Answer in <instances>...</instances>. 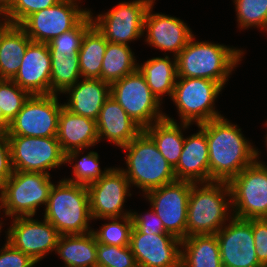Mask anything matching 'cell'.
I'll list each match as a JSON object with an SVG mask.
<instances>
[{
  "label": "cell",
  "mask_w": 267,
  "mask_h": 267,
  "mask_svg": "<svg viewBox=\"0 0 267 267\" xmlns=\"http://www.w3.org/2000/svg\"><path fill=\"white\" fill-rule=\"evenodd\" d=\"M209 150V182H229L244 168L259 160V151L243 137L241 129L224 117L200 125Z\"/></svg>",
  "instance_id": "obj_1"
},
{
  "label": "cell",
  "mask_w": 267,
  "mask_h": 267,
  "mask_svg": "<svg viewBox=\"0 0 267 267\" xmlns=\"http://www.w3.org/2000/svg\"><path fill=\"white\" fill-rule=\"evenodd\" d=\"M194 37L176 56L178 77L210 79L224 87L244 51Z\"/></svg>",
  "instance_id": "obj_2"
},
{
  "label": "cell",
  "mask_w": 267,
  "mask_h": 267,
  "mask_svg": "<svg viewBox=\"0 0 267 267\" xmlns=\"http://www.w3.org/2000/svg\"><path fill=\"white\" fill-rule=\"evenodd\" d=\"M229 206H232V202L228 182L193 183L188 200L186 237L216 234L226 220L233 217Z\"/></svg>",
  "instance_id": "obj_3"
},
{
  "label": "cell",
  "mask_w": 267,
  "mask_h": 267,
  "mask_svg": "<svg viewBox=\"0 0 267 267\" xmlns=\"http://www.w3.org/2000/svg\"><path fill=\"white\" fill-rule=\"evenodd\" d=\"M44 214V218L60 235L91 232L89 221L92 217L87 186L70 183L65 178L57 185L53 184Z\"/></svg>",
  "instance_id": "obj_4"
},
{
  "label": "cell",
  "mask_w": 267,
  "mask_h": 267,
  "mask_svg": "<svg viewBox=\"0 0 267 267\" xmlns=\"http://www.w3.org/2000/svg\"><path fill=\"white\" fill-rule=\"evenodd\" d=\"M126 152L127 168H121L129 180L146 194L177 180L174 168L159 152L153 139L142 130L130 143L121 147Z\"/></svg>",
  "instance_id": "obj_5"
},
{
  "label": "cell",
  "mask_w": 267,
  "mask_h": 267,
  "mask_svg": "<svg viewBox=\"0 0 267 267\" xmlns=\"http://www.w3.org/2000/svg\"><path fill=\"white\" fill-rule=\"evenodd\" d=\"M50 179V174L13 171L0 187V210L12 218L34 216L38 206H47L54 184Z\"/></svg>",
  "instance_id": "obj_6"
},
{
  "label": "cell",
  "mask_w": 267,
  "mask_h": 267,
  "mask_svg": "<svg viewBox=\"0 0 267 267\" xmlns=\"http://www.w3.org/2000/svg\"><path fill=\"white\" fill-rule=\"evenodd\" d=\"M223 86L210 79L178 77L172 101L175 103L181 123L197 125L223 117L214 108V102Z\"/></svg>",
  "instance_id": "obj_7"
},
{
  "label": "cell",
  "mask_w": 267,
  "mask_h": 267,
  "mask_svg": "<svg viewBox=\"0 0 267 267\" xmlns=\"http://www.w3.org/2000/svg\"><path fill=\"white\" fill-rule=\"evenodd\" d=\"M232 215L241 219L267 218V166L255 160L229 182Z\"/></svg>",
  "instance_id": "obj_8"
},
{
  "label": "cell",
  "mask_w": 267,
  "mask_h": 267,
  "mask_svg": "<svg viewBox=\"0 0 267 267\" xmlns=\"http://www.w3.org/2000/svg\"><path fill=\"white\" fill-rule=\"evenodd\" d=\"M110 92L111 97L143 130L165 118V113L160 110L162 102L152 94L138 68L110 84Z\"/></svg>",
  "instance_id": "obj_9"
},
{
  "label": "cell",
  "mask_w": 267,
  "mask_h": 267,
  "mask_svg": "<svg viewBox=\"0 0 267 267\" xmlns=\"http://www.w3.org/2000/svg\"><path fill=\"white\" fill-rule=\"evenodd\" d=\"M58 96L31 95L8 128V136L57 137L60 111Z\"/></svg>",
  "instance_id": "obj_10"
},
{
  "label": "cell",
  "mask_w": 267,
  "mask_h": 267,
  "mask_svg": "<svg viewBox=\"0 0 267 267\" xmlns=\"http://www.w3.org/2000/svg\"><path fill=\"white\" fill-rule=\"evenodd\" d=\"M13 171L49 174L65 164V153L57 137L8 136Z\"/></svg>",
  "instance_id": "obj_11"
},
{
  "label": "cell",
  "mask_w": 267,
  "mask_h": 267,
  "mask_svg": "<svg viewBox=\"0 0 267 267\" xmlns=\"http://www.w3.org/2000/svg\"><path fill=\"white\" fill-rule=\"evenodd\" d=\"M89 11L79 8L77 0H61L54 6L32 13L20 26L32 42L48 43L73 29Z\"/></svg>",
  "instance_id": "obj_12"
},
{
  "label": "cell",
  "mask_w": 267,
  "mask_h": 267,
  "mask_svg": "<svg viewBox=\"0 0 267 267\" xmlns=\"http://www.w3.org/2000/svg\"><path fill=\"white\" fill-rule=\"evenodd\" d=\"M192 185L191 181L175 180L145 194L165 230L181 240L186 238L188 200Z\"/></svg>",
  "instance_id": "obj_13"
},
{
  "label": "cell",
  "mask_w": 267,
  "mask_h": 267,
  "mask_svg": "<svg viewBox=\"0 0 267 267\" xmlns=\"http://www.w3.org/2000/svg\"><path fill=\"white\" fill-rule=\"evenodd\" d=\"M155 0L122 2L105 14L92 16L93 24L108 42L128 45L144 35V17Z\"/></svg>",
  "instance_id": "obj_14"
},
{
  "label": "cell",
  "mask_w": 267,
  "mask_h": 267,
  "mask_svg": "<svg viewBox=\"0 0 267 267\" xmlns=\"http://www.w3.org/2000/svg\"><path fill=\"white\" fill-rule=\"evenodd\" d=\"M32 217H14L6 241L38 263L50 251H56L60 234L45 218L41 222Z\"/></svg>",
  "instance_id": "obj_15"
},
{
  "label": "cell",
  "mask_w": 267,
  "mask_h": 267,
  "mask_svg": "<svg viewBox=\"0 0 267 267\" xmlns=\"http://www.w3.org/2000/svg\"><path fill=\"white\" fill-rule=\"evenodd\" d=\"M129 187L126 174L117 167L111 168L100 180L88 185L92 219L131 215V210L123 211L126 197L131 196Z\"/></svg>",
  "instance_id": "obj_16"
},
{
  "label": "cell",
  "mask_w": 267,
  "mask_h": 267,
  "mask_svg": "<svg viewBox=\"0 0 267 267\" xmlns=\"http://www.w3.org/2000/svg\"><path fill=\"white\" fill-rule=\"evenodd\" d=\"M216 237L223 267H263L255 252L252 219L233 216Z\"/></svg>",
  "instance_id": "obj_17"
},
{
  "label": "cell",
  "mask_w": 267,
  "mask_h": 267,
  "mask_svg": "<svg viewBox=\"0 0 267 267\" xmlns=\"http://www.w3.org/2000/svg\"><path fill=\"white\" fill-rule=\"evenodd\" d=\"M181 243L172 234H144L133 227L129 247L138 267H181Z\"/></svg>",
  "instance_id": "obj_18"
},
{
  "label": "cell",
  "mask_w": 267,
  "mask_h": 267,
  "mask_svg": "<svg viewBox=\"0 0 267 267\" xmlns=\"http://www.w3.org/2000/svg\"><path fill=\"white\" fill-rule=\"evenodd\" d=\"M31 95L51 94V54L47 43L31 42L12 79Z\"/></svg>",
  "instance_id": "obj_19"
},
{
  "label": "cell",
  "mask_w": 267,
  "mask_h": 267,
  "mask_svg": "<svg viewBox=\"0 0 267 267\" xmlns=\"http://www.w3.org/2000/svg\"><path fill=\"white\" fill-rule=\"evenodd\" d=\"M153 3L147 8L143 31L147 32L146 43L170 51L176 57L194 35L191 29L179 18L160 13H152Z\"/></svg>",
  "instance_id": "obj_20"
},
{
  "label": "cell",
  "mask_w": 267,
  "mask_h": 267,
  "mask_svg": "<svg viewBox=\"0 0 267 267\" xmlns=\"http://www.w3.org/2000/svg\"><path fill=\"white\" fill-rule=\"evenodd\" d=\"M186 137L182 153L174 168L177 180L191 181L193 183L209 182V150L205 130Z\"/></svg>",
  "instance_id": "obj_21"
},
{
  "label": "cell",
  "mask_w": 267,
  "mask_h": 267,
  "mask_svg": "<svg viewBox=\"0 0 267 267\" xmlns=\"http://www.w3.org/2000/svg\"><path fill=\"white\" fill-rule=\"evenodd\" d=\"M96 123L99 142L106 138L120 148L143 130L111 96L104 102Z\"/></svg>",
  "instance_id": "obj_22"
},
{
  "label": "cell",
  "mask_w": 267,
  "mask_h": 267,
  "mask_svg": "<svg viewBox=\"0 0 267 267\" xmlns=\"http://www.w3.org/2000/svg\"><path fill=\"white\" fill-rule=\"evenodd\" d=\"M64 93L70 96L63 104L67 110L94 120L98 119L104 102L111 96L109 83L92 78H83Z\"/></svg>",
  "instance_id": "obj_23"
},
{
  "label": "cell",
  "mask_w": 267,
  "mask_h": 267,
  "mask_svg": "<svg viewBox=\"0 0 267 267\" xmlns=\"http://www.w3.org/2000/svg\"><path fill=\"white\" fill-rule=\"evenodd\" d=\"M57 140L65 154L96 145L99 142L96 120L74 114L63 106L59 116Z\"/></svg>",
  "instance_id": "obj_24"
},
{
  "label": "cell",
  "mask_w": 267,
  "mask_h": 267,
  "mask_svg": "<svg viewBox=\"0 0 267 267\" xmlns=\"http://www.w3.org/2000/svg\"><path fill=\"white\" fill-rule=\"evenodd\" d=\"M31 42L20 25L0 23V79L12 80L15 77Z\"/></svg>",
  "instance_id": "obj_25"
},
{
  "label": "cell",
  "mask_w": 267,
  "mask_h": 267,
  "mask_svg": "<svg viewBox=\"0 0 267 267\" xmlns=\"http://www.w3.org/2000/svg\"><path fill=\"white\" fill-rule=\"evenodd\" d=\"M65 267H97V240L93 232L60 235L56 251Z\"/></svg>",
  "instance_id": "obj_26"
},
{
  "label": "cell",
  "mask_w": 267,
  "mask_h": 267,
  "mask_svg": "<svg viewBox=\"0 0 267 267\" xmlns=\"http://www.w3.org/2000/svg\"><path fill=\"white\" fill-rule=\"evenodd\" d=\"M178 123L165 114V118L148 126L144 131L153 139L161 155L175 168L179 162L184 140L182 128L186 129L190 124Z\"/></svg>",
  "instance_id": "obj_27"
},
{
  "label": "cell",
  "mask_w": 267,
  "mask_h": 267,
  "mask_svg": "<svg viewBox=\"0 0 267 267\" xmlns=\"http://www.w3.org/2000/svg\"><path fill=\"white\" fill-rule=\"evenodd\" d=\"M181 247V267H223L216 234L187 236Z\"/></svg>",
  "instance_id": "obj_28"
},
{
  "label": "cell",
  "mask_w": 267,
  "mask_h": 267,
  "mask_svg": "<svg viewBox=\"0 0 267 267\" xmlns=\"http://www.w3.org/2000/svg\"><path fill=\"white\" fill-rule=\"evenodd\" d=\"M169 56L156 57L145 61L142 65L138 64V70L143 74L146 83L151 89L152 94L158 101H162L165 94L172 98L174 86L177 81V63Z\"/></svg>",
  "instance_id": "obj_29"
},
{
  "label": "cell",
  "mask_w": 267,
  "mask_h": 267,
  "mask_svg": "<svg viewBox=\"0 0 267 267\" xmlns=\"http://www.w3.org/2000/svg\"><path fill=\"white\" fill-rule=\"evenodd\" d=\"M107 42L104 35L94 24L85 32L78 52L82 78L101 79L102 60Z\"/></svg>",
  "instance_id": "obj_30"
},
{
  "label": "cell",
  "mask_w": 267,
  "mask_h": 267,
  "mask_svg": "<svg viewBox=\"0 0 267 267\" xmlns=\"http://www.w3.org/2000/svg\"><path fill=\"white\" fill-rule=\"evenodd\" d=\"M129 45L107 42L102 60L101 80L109 84L134 72L138 63Z\"/></svg>",
  "instance_id": "obj_31"
},
{
  "label": "cell",
  "mask_w": 267,
  "mask_h": 267,
  "mask_svg": "<svg viewBox=\"0 0 267 267\" xmlns=\"http://www.w3.org/2000/svg\"><path fill=\"white\" fill-rule=\"evenodd\" d=\"M51 54V94L63 93L81 78L78 54Z\"/></svg>",
  "instance_id": "obj_32"
},
{
  "label": "cell",
  "mask_w": 267,
  "mask_h": 267,
  "mask_svg": "<svg viewBox=\"0 0 267 267\" xmlns=\"http://www.w3.org/2000/svg\"><path fill=\"white\" fill-rule=\"evenodd\" d=\"M81 152L82 149H76L65 154V163L69 162L72 165V161H76L72 168L75 178L71 177L65 180L70 183L88 186L100 180L111 168H106V170L102 171L99 165L98 153L94 151L88 152L87 155L77 161V157Z\"/></svg>",
  "instance_id": "obj_33"
},
{
  "label": "cell",
  "mask_w": 267,
  "mask_h": 267,
  "mask_svg": "<svg viewBox=\"0 0 267 267\" xmlns=\"http://www.w3.org/2000/svg\"><path fill=\"white\" fill-rule=\"evenodd\" d=\"M101 219H108L111 220V222L104 223V225L97 231L92 230L97 243L114 246H129L133 228V219L131 215Z\"/></svg>",
  "instance_id": "obj_34"
},
{
  "label": "cell",
  "mask_w": 267,
  "mask_h": 267,
  "mask_svg": "<svg viewBox=\"0 0 267 267\" xmlns=\"http://www.w3.org/2000/svg\"><path fill=\"white\" fill-rule=\"evenodd\" d=\"M91 11L70 31L47 43L50 53L78 54L85 32L93 25Z\"/></svg>",
  "instance_id": "obj_35"
},
{
  "label": "cell",
  "mask_w": 267,
  "mask_h": 267,
  "mask_svg": "<svg viewBox=\"0 0 267 267\" xmlns=\"http://www.w3.org/2000/svg\"><path fill=\"white\" fill-rule=\"evenodd\" d=\"M241 29L260 27L267 31V0H234Z\"/></svg>",
  "instance_id": "obj_36"
},
{
  "label": "cell",
  "mask_w": 267,
  "mask_h": 267,
  "mask_svg": "<svg viewBox=\"0 0 267 267\" xmlns=\"http://www.w3.org/2000/svg\"><path fill=\"white\" fill-rule=\"evenodd\" d=\"M31 94L19 87L13 80L0 79V107L3 117L11 121L20 112Z\"/></svg>",
  "instance_id": "obj_37"
},
{
  "label": "cell",
  "mask_w": 267,
  "mask_h": 267,
  "mask_svg": "<svg viewBox=\"0 0 267 267\" xmlns=\"http://www.w3.org/2000/svg\"><path fill=\"white\" fill-rule=\"evenodd\" d=\"M61 0H11L2 10L3 22L20 25L32 13L54 6Z\"/></svg>",
  "instance_id": "obj_38"
},
{
  "label": "cell",
  "mask_w": 267,
  "mask_h": 267,
  "mask_svg": "<svg viewBox=\"0 0 267 267\" xmlns=\"http://www.w3.org/2000/svg\"><path fill=\"white\" fill-rule=\"evenodd\" d=\"M97 267H138L129 246L97 243Z\"/></svg>",
  "instance_id": "obj_39"
},
{
  "label": "cell",
  "mask_w": 267,
  "mask_h": 267,
  "mask_svg": "<svg viewBox=\"0 0 267 267\" xmlns=\"http://www.w3.org/2000/svg\"><path fill=\"white\" fill-rule=\"evenodd\" d=\"M133 219V227L140 233L144 234H170L165 230L161 219L153 211L147 214H138L135 211L131 212Z\"/></svg>",
  "instance_id": "obj_40"
},
{
  "label": "cell",
  "mask_w": 267,
  "mask_h": 267,
  "mask_svg": "<svg viewBox=\"0 0 267 267\" xmlns=\"http://www.w3.org/2000/svg\"><path fill=\"white\" fill-rule=\"evenodd\" d=\"M37 264L29 255L13 247L8 241L0 249V267H33Z\"/></svg>",
  "instance_id": "obj_41"
},
{
  "label": "cell",
  "mask_w": 267,
  "mask_h": 267,
  "mask_svg": "<svg viewBox=\"0 0 267 267\" xmlns=\"http://www.w3.org/2000/svg\"><path fill=\"white\" fill-rule=\"evenodd\" d=\"M252 233L257 259L267 267V218L252 219Z\"/></svg>",
  "instance_id": "obj_42"
},
{
  "label": "cell",
  "mask_w": 267,
  "mask_h": 267,
  "mask_svg": "<svg viewBox=\"0 0 267 267\" xmlns=\"http://www.w3.org/2000/svg\"><path fill=\"white\" fill-rule=\"evenodd\" d=\"M11 151L8 133L0 131V187L12 175Z\"/></svg>",
  "instance_id": "obj_43"
},
{
  "label": "cell",
  "mask_w": 267,
  "mask_h": 267,
  "mask_svg": "<svg viewBox=\"0 0 267 267\" xmlns=\"http://www.w3.org/2000/svg\"><path fill=\"white\" fill-rule=\"evenodd\" d=\"M10 123L3 117L2 109L0 107V131L7 132Z\"/></svg>",
  "instance_id": "obj_44"
},
{
  "label": "cell",
  "mask_w": 267,
  "mask_h": 267,
  "mask_svg": "<svg viewBox=\"0 0 267 267\" xmlns=\"http://www.w3.org/2000/svg\"><path fill=\"white\" fill-rule=\"evenodd\" d=\"M10 2L11 0H0V8L3 10Z\"/></svg>",
  "instance_id": "obj_45"
},
{
  "label": "cell",
  "mask_w": 267,
  "mask_h": 267,
  "mask_svg": "<svg viewBox=\"0 0 267 267\" xmlns=\"http://www.w3.org/2000/svg\"><path fill=\"white\" fill-rule=\"evenodd\" d=\"M0 16H2V9L0 8ZM2 22V19H0V23Z\"/></svg>",
  "instance_id": "obj_46"
},
{
  "label": "cell",
  "mask_w": 267,
  "mask_h": 267,
  "mask_svg": "<svg viewBox=\"0 0 267 267\" xmlns=\"http://www.w3.org/2000/svg\"><path fill=\"white\" fill-rule=\"evenodd\" d=\"M266 122H267V121H266ZM266 124H267V123H266ZM265 139H266V140H265V142H266V146H267V134H266V137H265Z\"/></svg>",
  "instance_id": "obj_47"
}]
</instances>
